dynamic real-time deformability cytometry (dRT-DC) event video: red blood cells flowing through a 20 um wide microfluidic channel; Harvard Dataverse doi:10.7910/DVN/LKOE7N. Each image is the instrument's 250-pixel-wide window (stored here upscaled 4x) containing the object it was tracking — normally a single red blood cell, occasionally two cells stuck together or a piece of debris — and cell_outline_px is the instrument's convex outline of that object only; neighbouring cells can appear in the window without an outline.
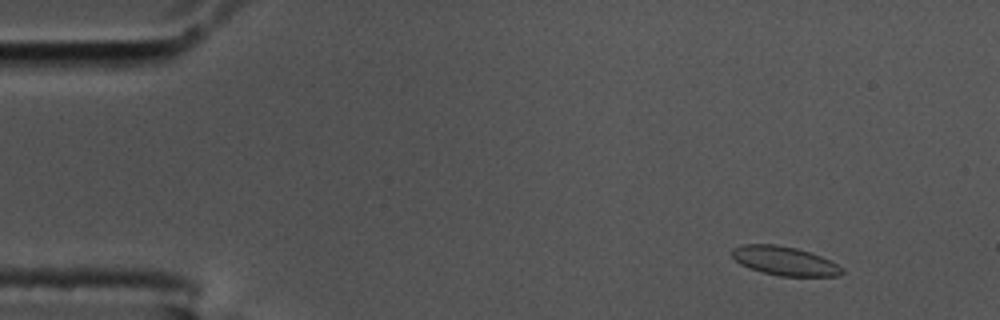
{"species": "common noctule bat (a hibernating species)", "species_latin": "Nyctalus noctula", "temperature_condition": "cold", "stored_images_in_passage": 58, "camera_frame_rate_fps": 3000, "um_per_image_px": 0.085, "animal": {"sex": "male", "body_mass_g": 17.5, "forearm_length_mm": 52.3}, "frame": {"image": 1, "passage_image": 6, "time_ms": 1.667, "image_size_px": [1000, 320], "cell_outline_px": [[844, 272], [840, 276], [780, 276], [748, 268], [740, 264], [732, 256], [732, 248], [744, 244], [776, 244], [796, 248], [820, 256], [844, 268]], "centroid_in_image_um": [66.68, 22.18], "position_along_channel_um": 18.3, "area_um2": 18.44}}
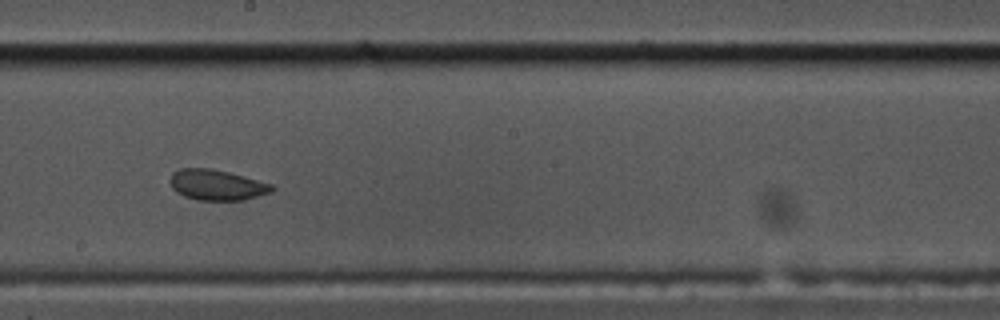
{"frame": {"image": 2, "passage_image": 32, "time_ms": 10.333, "image_size_px": [1000, 320], "cell_outline_px": [[276, 188], [272, 192], [244, 200], [196, 200], [184, 196], [176, 192], [172, 188], [168, 180], [172, 172], [180, 168], [208, 168], [228, 172], [244, 176], [272, 184]], "centroid_in_image_um": [18.41, 15.72], "position_along_channel_um": 229.8, "area_um2": 18.32}}
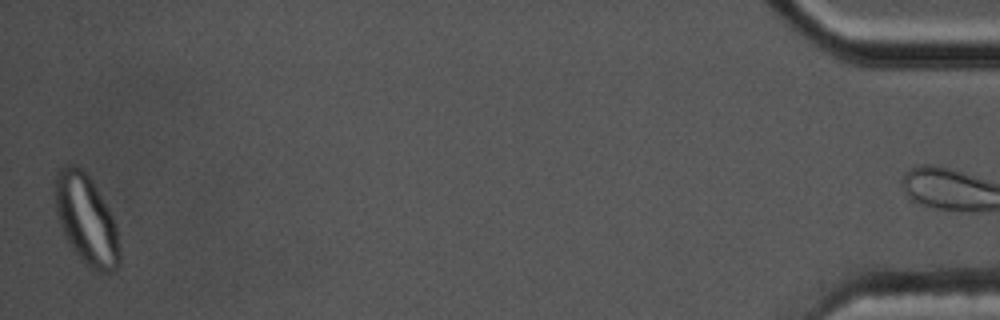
{"frame": {"image": 3, "passage_image": 57, "time_ms": 18.667, "image_size_px": [1000, 320], "cell_outline_px": [[120, 268], [116, 272], [96, 272], [88, 268], [72, 248], [64, 236], [56, 212], [56, 168], [64, 164], [72, 164], [80, 168], [92, 180], [116, 228], [120, 248]], "centroid_in_image_um": [7.33, 18.73], "position_along_channel_um": 427.9, "area_um2": 33.47}, "authors_computed_cell_mechanics": {"area_um2": 18.496, "velocity_mm_per_s": 3.4946, "shape_relaxation_time_tau1_ms": null, "shape_relaxation_time_tau2_ms": 1.2094, "deformation_change_tau1": null, "deformation_change_tau2": 0.0368}}